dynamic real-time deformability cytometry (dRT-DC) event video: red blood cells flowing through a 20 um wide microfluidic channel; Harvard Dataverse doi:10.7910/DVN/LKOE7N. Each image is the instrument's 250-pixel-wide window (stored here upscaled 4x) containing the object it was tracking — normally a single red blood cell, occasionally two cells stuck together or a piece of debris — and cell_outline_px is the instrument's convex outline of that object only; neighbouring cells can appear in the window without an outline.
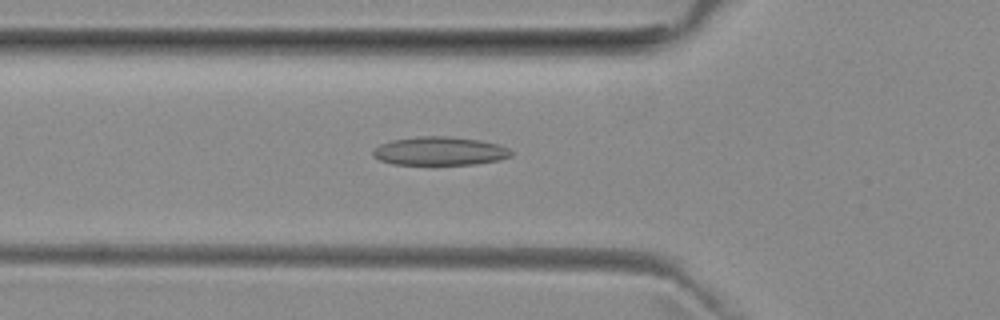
{"species": "common noctule bat (a hibernating species)", "species_latin": "Nyctalus noctula", "temperature_condition": "room temperature", "stored_images_in_passage": 32, "camera_frame_rate_fps": 3000, "um_per_image_px": 0.085, "animal": {"sex": "female", "body_mass_g": 29.2, "forearm_length_mm": 56.3}, "frame": {"image": 1, "passage_image": 7, "time_ms": 2.0, "image_size_px": [1000, 320], "cell_outline_px": [[512, 156], [500, 160], [476, 164], [392, 164], [380, 160], [372, 156], [372, 152], [380, 144], [392, 140], [420, 136], [452, 136], [480, 140], [496, 144], [508, 148], [512, 152]], "centroid_in_image_um": [37.39, 12.84], "position_along_channel_um": 88.4, "area_um2": 22.95}}
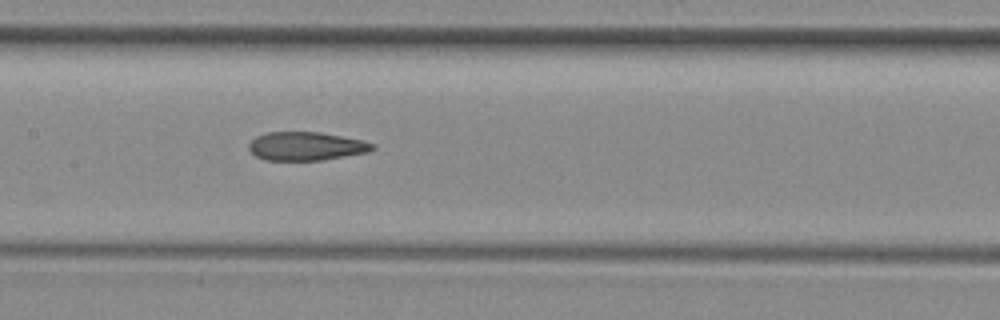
{"frame": {"image": 2, "passage_image": 14, "time_ms": 4.333, "image_size_px": [1000, 320], "cell_outline_px": [[376, 148], [368, 152], [320, 160], [264, 160], [256, 156], [248, 148], [248, 144], [256, 136], [268, 132], [320, 132], [360, 140], [372, 144]], "centroid_in_image_um": [25.97, 12.42], "position_along_channel_um": 181.4, "area_um2": 20.29}}
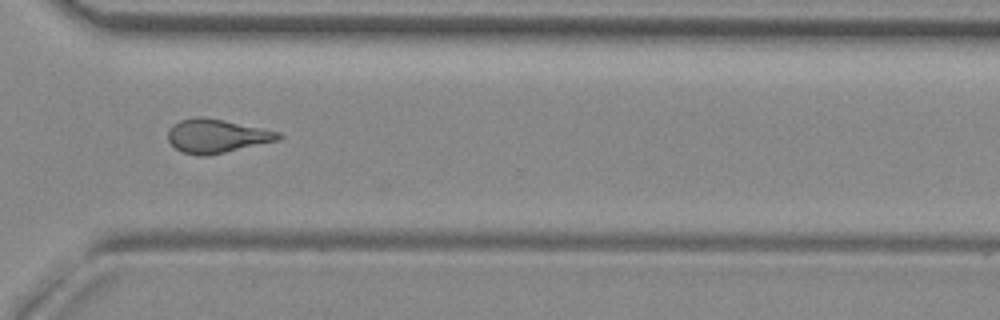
{"frame": {"image": 3, "passage_image": 27, "time_ms": 8.667, "image_size_px": [1000, 320], "cell_outline_px": [[284, 136], [280, 140], [208, 156], [196, 156], [184, 152], [176, 148], [168, 140], [168, 132], [172, 124], [180, 120], [196, 116], [200, 116], [224, 120], [280, 132]], "centroid_in_image_um": [18.43, 11.56], "position_along_channel_um": 352.2, "area_um2": 21.79}, "authors_computed_cell_mechanics": {"area_um2": 21.3282, "velocity_mm_per_s": 3.9479, "shape_relaxation_time_tau1_ms": null, "shape_relaxation_time_tau2_ms": 3.1012, "deformation_change_tau1": null, "deformation_change_tau2": 0.1283}}